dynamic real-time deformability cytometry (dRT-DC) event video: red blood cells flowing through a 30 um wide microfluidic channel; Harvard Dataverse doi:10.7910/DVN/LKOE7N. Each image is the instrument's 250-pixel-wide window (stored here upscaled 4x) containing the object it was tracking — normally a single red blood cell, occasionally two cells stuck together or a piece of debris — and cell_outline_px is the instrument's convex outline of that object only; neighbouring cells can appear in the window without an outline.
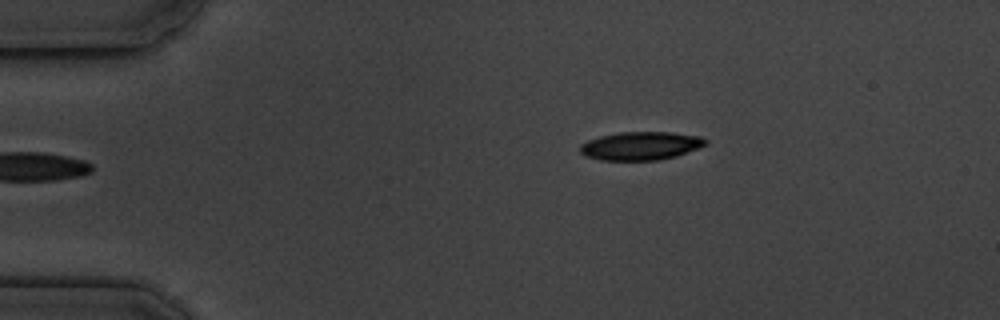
{"species": "common noctule bat (a hibernating species)", "species_latin": "Nyctalus noctula", "temperature_condition": "cold", "stored_images_in_passage": 5, "camera_frame_rate_fps": 3000, "um_per_image_px": 0.085, "animal": {"sex": "male", "body_mass_g": 19.5, "forearm_length_mm": 54.6}, "frame": {"image": 1, "passage_image": 5, "time_ms": 5.333, "image_size_px": [1000, 320], "cell_outline_px": [[708, 144], [676, 156], [656, 160], [600, 160], [588, 156], [580, 152], [580, 144], [588, 140], [600, 136], [620, 132], [672, 132], [700, 136], [708, 140]], "centroid_in_image_um": [54.48, 12.39], "position_along_channel_um": 30.5, "area_um2": 20.63}}